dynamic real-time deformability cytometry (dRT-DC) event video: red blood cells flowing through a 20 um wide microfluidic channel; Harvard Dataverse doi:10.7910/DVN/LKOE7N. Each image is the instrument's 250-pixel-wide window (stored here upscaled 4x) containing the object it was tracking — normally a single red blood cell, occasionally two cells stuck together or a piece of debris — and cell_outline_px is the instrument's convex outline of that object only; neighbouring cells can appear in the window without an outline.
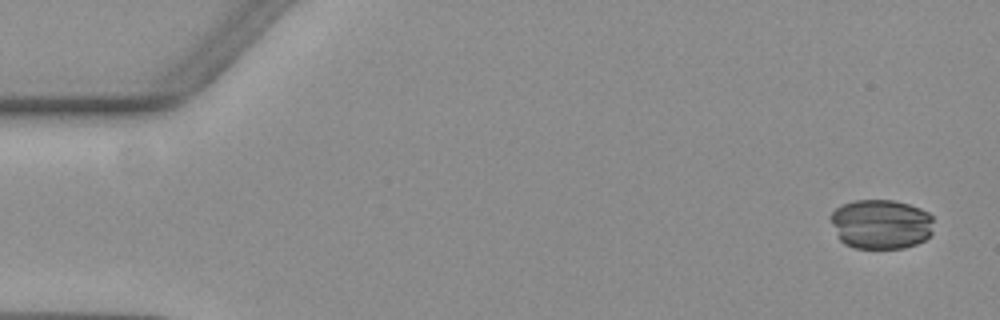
{"species": "common noctule bat (a hibernating species)", "species_latin": "Nyctalus noctula", "temperature_condition": "warm", "stored_images_in_passage": 14, "camera_frame_rate_fps": 3000, "um_per_image_px": 0.085, "animal": {"sex": "female", "body_mass_g": 19.3, "forearm_length_mm": 54.1}, "frame": {"image": 1, "passage_image": 3, "time_ms": 0.667, "image_size_px": [1000, 320], "cell_outline_px": [[932, 232], [924, 240], [916, 244], [904, 248], [856, 248], [844, 244], [840, 240], [832, 224], [832, 212], [836, 208], [844, 204], [856, 200], [892, 200], [908, 204], [920, 208], [928, 212], [932, 216]], "centroid_in_image_um": [74.9, 19.06], "position_along_channel_um": 10.1, "area_um2": 29.65}}